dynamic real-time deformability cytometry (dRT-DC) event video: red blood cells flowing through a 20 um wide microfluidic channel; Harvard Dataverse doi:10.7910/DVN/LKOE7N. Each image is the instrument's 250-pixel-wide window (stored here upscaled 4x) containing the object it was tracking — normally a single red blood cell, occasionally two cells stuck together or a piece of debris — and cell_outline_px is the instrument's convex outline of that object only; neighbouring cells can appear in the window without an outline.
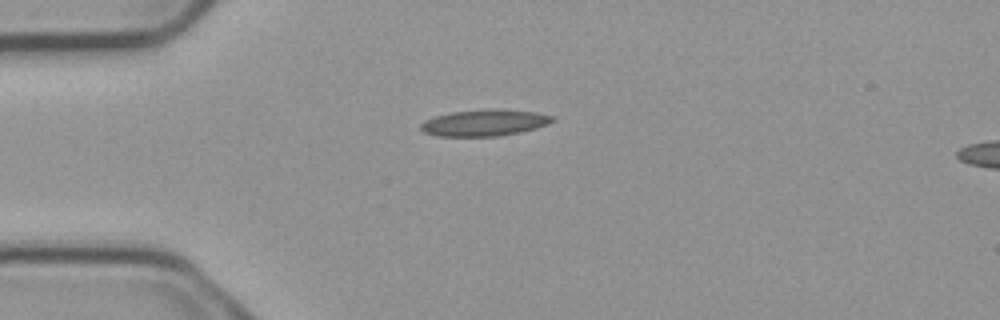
{"species": "common noctule bat (a hibernating species)", "species_latin": "Nyctalus noctula", "temperature_condition": "cold", "stored_images_in_passage": 2, "camera_frame_rate_fps": 3000, "um_per_image_px": 0.085, "animal": {"sex": "male", "body_mass_g": 23.1, "forearm_length_mm": 52.7}, "frame": {"image": 1, "passage_image": 1, "time_ms": 0.0, "image_size_px": [1000, 320], "cell_outline_px": [[556, 120], [548, 124], [536, 128], [520, 132], [496, 136], [436, 136], [424, 132], [420, 128], [420, 124], [424, 120], [436, 116], [452, 112], [488, 108], [496, 108], [536, 112], [556, 116]], "centroid_in_image_um": [41.21, 10.42], "position_along_channel_um": 43.8, "area_um2": 20.52}}